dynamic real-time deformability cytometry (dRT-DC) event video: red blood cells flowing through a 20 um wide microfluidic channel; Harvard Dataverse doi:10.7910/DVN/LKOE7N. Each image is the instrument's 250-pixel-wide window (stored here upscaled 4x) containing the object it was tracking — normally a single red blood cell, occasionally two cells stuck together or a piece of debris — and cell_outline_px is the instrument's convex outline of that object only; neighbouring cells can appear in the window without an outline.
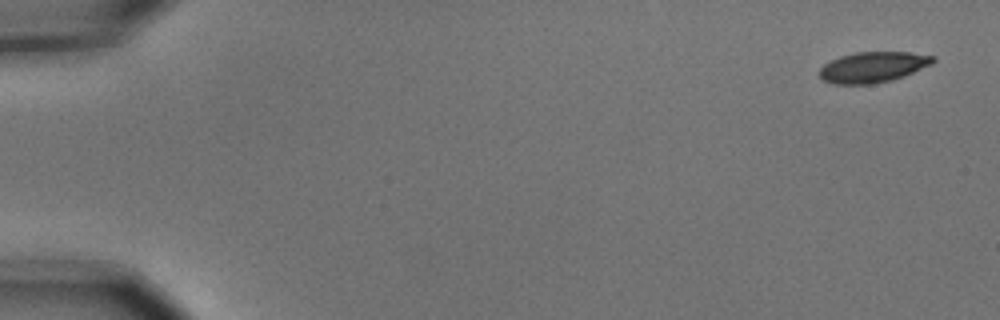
{"species": "common noctule bat (a hibernating species)", "species_latin": "Nyctalus noctula", "temperature_condition": "cold", "stored_images_in_passage": 5, "camera_frame_rate_fps": 3000, "um_per_image_px": 0.085, "animal": {"sex": "male", "body_mass_g": 15.6}, "frame": {"image": 1, "passage_image": 1, "time_ms": 0.0, "image_size_px": [1000, 320], "cell_outline_px": [[936, 60], [932, 64], [904, 76], [892, 80], [872, 84], [832, 84], [824, 80], [820, 76], [820, 68], [824, 64], [840, 56], [856, 52], [908, 52], [936, 56]], "centroid_in_image_um": [74.22, 5.7], "position_along_channel_um": 10.8, "area_um2": 20.29}}
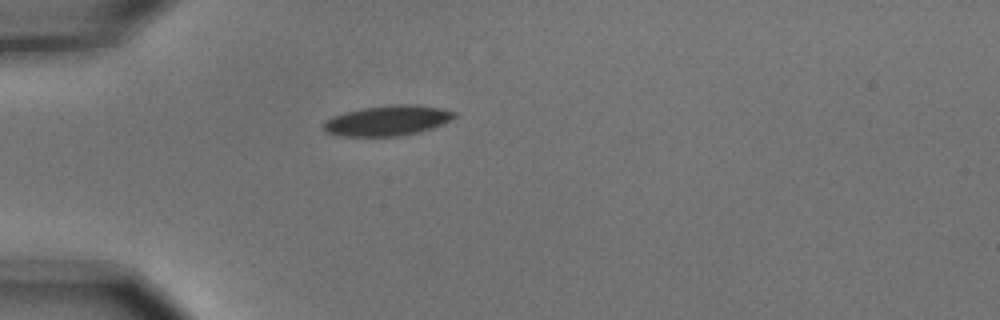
{"frame": {"image": 2, "passage_image": 4, "time_ms": 1.0, "image_size_px": [1000, 320], "cell_outline_px": [[456, 116], [440, 124], [416, 132], [400, 136], [340, 136], [328, 132], [324, 128], [324, 120], [332, 116], [344, 112], [364, 108], [392, 104], [416, 104], [440, 108], [456, 112]], "centroid_in_image_um": [32.89, 10.23], "position_along_channel_um": 52.1, "area_um2": 22.72}}